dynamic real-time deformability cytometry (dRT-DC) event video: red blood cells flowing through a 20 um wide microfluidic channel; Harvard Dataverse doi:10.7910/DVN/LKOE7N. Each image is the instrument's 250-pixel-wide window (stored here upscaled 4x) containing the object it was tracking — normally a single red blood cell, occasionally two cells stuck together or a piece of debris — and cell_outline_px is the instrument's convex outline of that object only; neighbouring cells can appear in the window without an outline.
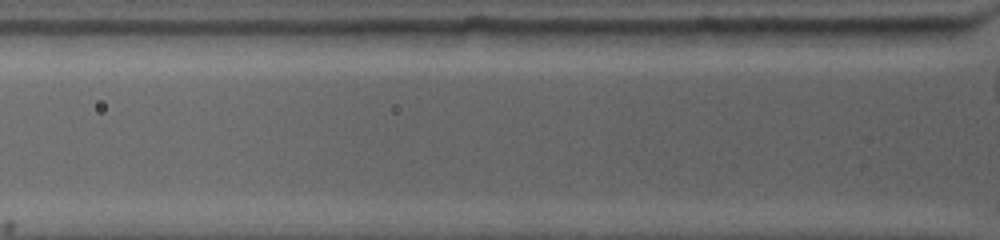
{"species": "common noctule bat (a hibernating species)", "species_latin": "Nyctalus noctula", "temperature_condition": "warm", "stored_images_in_passage": 4, "camera_frame_rate_fps": 4500, "um_per_image_px": 0.085, "animal": {"sex": "female", "body_mass_g": 19.0, "forearm_length_mm": 53.3}, "frame": {"image": 1, "passage_image": 3, "time_ms": 1.111, "image_size_px": [1000, 240], "cell_outline_px": [[660, 32], [648, 44], [540, 44], [512, 32], [548, 28], [656, 28]], "centroid_in_image_um": [50.21, 3.04], "position_along_channel_um": 75.6, "area_um2": 14.8}}